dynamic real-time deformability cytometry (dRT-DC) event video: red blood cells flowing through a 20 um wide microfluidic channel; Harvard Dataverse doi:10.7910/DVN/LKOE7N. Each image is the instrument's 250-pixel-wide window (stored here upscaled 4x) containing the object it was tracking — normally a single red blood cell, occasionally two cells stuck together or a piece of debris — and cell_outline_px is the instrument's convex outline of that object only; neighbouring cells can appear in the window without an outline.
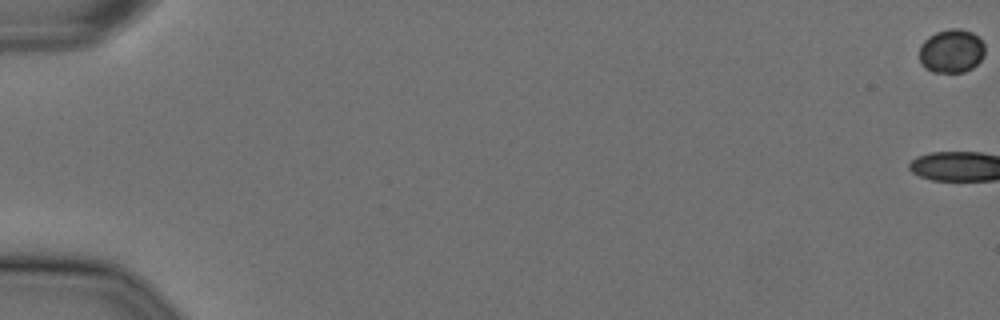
{"species": "Egyptian fruit bat (a non-hibernating species)", "species_latin": "Rousettus aegyptiacus", "temperature_condition": "cold", "stored_images_in_passage": 59, "camera_frame_rate_fps": 3000, "um_per_image_px": 0.085, "animal": {"sex": "female"}, "frame": {"image": 1, "passage_image": 1, "time_ms": 0.0, "image_size_px": [1000, 320], "cell_outline_px": [[984, 56], [972, 68], [964, 72], [932, 72], [924, 68], [920, 64], [920, 44], [928, 36], [936, 32], [952, 28], [960, 28], [972, 32], [984, 44]], "centroid_in_image_um": [80.85, 4.34], "position_along_channel_um": 4.2, "area_um2": 16.76}}